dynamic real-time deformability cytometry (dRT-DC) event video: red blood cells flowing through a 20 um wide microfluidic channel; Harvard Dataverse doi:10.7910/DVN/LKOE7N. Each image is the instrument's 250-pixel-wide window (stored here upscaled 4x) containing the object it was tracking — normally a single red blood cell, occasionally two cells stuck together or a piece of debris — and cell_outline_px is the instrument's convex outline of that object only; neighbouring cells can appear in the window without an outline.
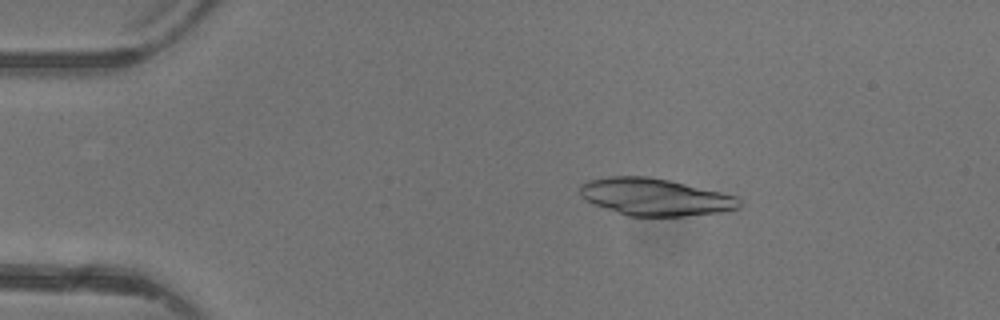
{"species": "common noctule bat (a hibernating species)", "species_latin": "Nyctalus noctula", "temperature_condition": "warm", "stored_images_in_passage": 3, "camera_frame_rate_fps": 3000, "um_per_image_px": 0.085, "animal": {"sex": "female"}, "frame": {"image": 1, "passage_image": 2, "time_ms": 1.0, "image_size_px": [1000, 320], "cell_outline_px": [[740, 208], [720, 212], [684, 216], [628, 216], [592, 204], [584, 200], [580, 196], [580, 184], [588, 180], [608, 176], [648, 176], [668, 180], [720, 192], [736, 196], [740, 200]], "centroid_in_image_um": [55.62, 16.74], "position_along_channel_um": 29.4, "area_um2": 34.56}}